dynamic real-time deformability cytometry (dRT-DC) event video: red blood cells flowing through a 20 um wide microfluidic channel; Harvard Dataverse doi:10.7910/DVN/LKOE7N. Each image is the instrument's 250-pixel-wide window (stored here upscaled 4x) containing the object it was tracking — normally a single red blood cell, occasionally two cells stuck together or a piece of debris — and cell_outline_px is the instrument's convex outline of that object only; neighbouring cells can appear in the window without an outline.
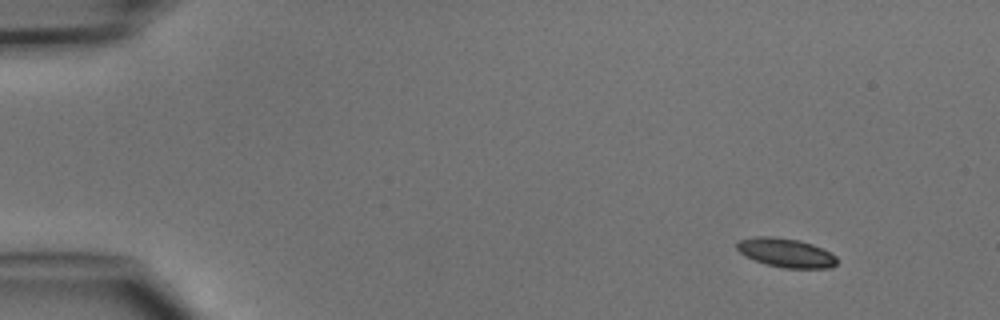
{"species": "common noctule bat (a hibernating species)", "species_latin": "Nyctalus noctula", "temperature_condition": "cold", "stored_images_in_passage": 5, "camera_frame_rate_fps": 3000, "um_per_image_px": 0.085, "animal": {"sex": "male", "body_mass_g": 15.6}, "frame": {"image": 1, "passage_image": 1, "time_ms": 0.0, "image_size_px": [1000, 320], "cell_outline_px": [[836, 264], [832, 268], [784, 268], [764, 264], [740, 252], [736, 248], [736, 244], [740, 240], [756, 236], [772, 236], [800, 240], [812, 244], [836, 256]], "centroid_in_image_um": [66.8, 21.48], "position_along_channel_um": 18.2, "area_um2": 16.76}}
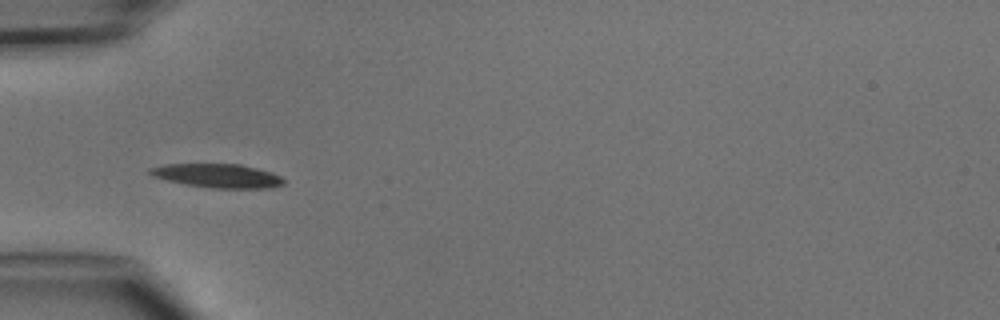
{"frame": {"image": 2, "passage_image": 4, "time_ms": 3.667, "image_size_px": [1000, 320], "cell_outline_px": [[284, 184], [272, 188], [212, 188], [188, 184], [168, 180], [152, 176], [148, 172], [148, 168], [164, 164], [240, 164], [272, 172], [280, 176], [284, 180]], "centroid_in_image_um": [18.51, 14.93], "position_along_channel_um": 66.5, "area_um2": 18.5}}